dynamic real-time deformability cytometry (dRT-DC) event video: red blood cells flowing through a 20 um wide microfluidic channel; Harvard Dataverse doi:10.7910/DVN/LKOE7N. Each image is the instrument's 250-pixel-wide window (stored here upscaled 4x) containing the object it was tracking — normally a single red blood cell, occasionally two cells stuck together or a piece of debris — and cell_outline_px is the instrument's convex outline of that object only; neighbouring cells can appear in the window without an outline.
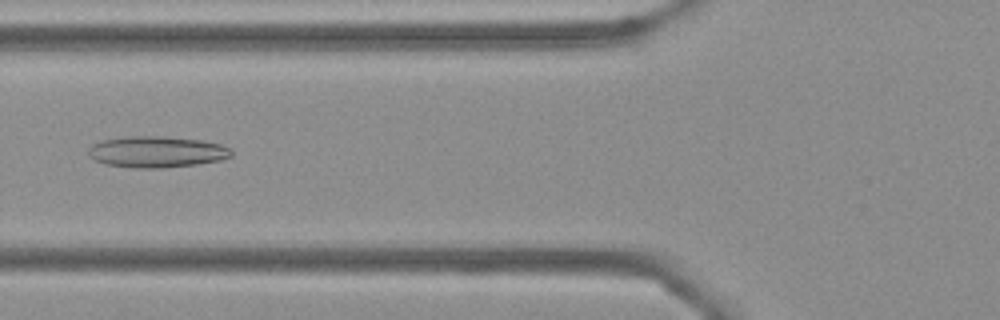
{"species": "Egyptian fruit bat (a non-hibernating species)", "species_latin": "Rousettus aegyptiacus", "temperature_condition": "cold", "stored_images_in_passage": 44, "camera_frame_rate_fps": 3000, "um_per_image_px": 0.085, "frame": {"image": 1, "passage_image": 10, "time_ms": 3.0, "image_size_px": [1000, 320], "cell_outline_px": [[232, 156], [220, 160], [196, 164], [164, 168], [136, 168], [108, 164], [92, 160], [88, 156], [88, 148], [92, 144], [104, 140], [124, 136], [160, 136], [204, 140], [220, 144], [232, 148]], "centroid_in_image_um": [13.32, 12.9], "position_along_channel_um": 112.5, "area_um2": 26.24}}
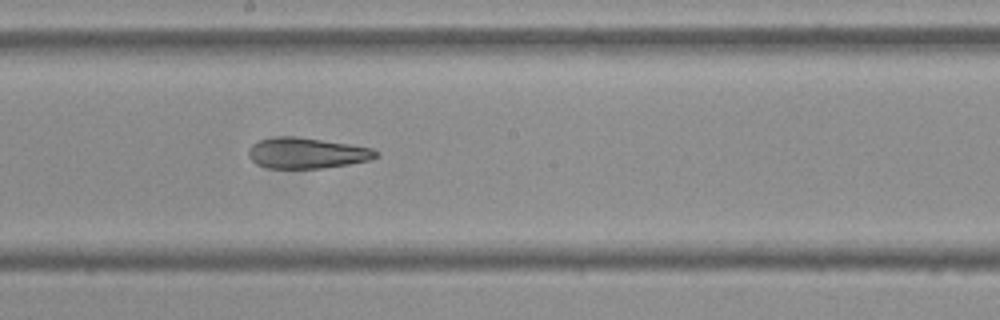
{"frame": {"image": 2, "passage_image": 19, "time_ms": 6.0, "image_size_px": [1000, 320], "cell_outline_px": [[380, 156], [372, 160], [324, 168], [268, 168], [256, 164], [248, 156], [248, 148], [252, 144], [260, 140], [276, 136], [292, 136], [352, 144], [372, 148], [380, 152]], "centroid_in_image_um": [26.11, 13.01], "position_along_channel_um": 222.1, "area_um2": 23.06}}
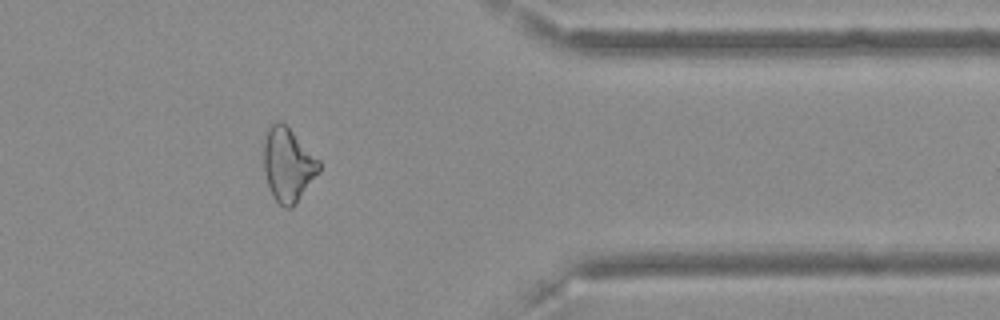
{"frame": {"image": 3, "passage_image": 34, "time_ms": 11.0, "image_size_px": [1000, 320], "cell_outline_px": [[320, 172], [292, 208], [284, 208], [272, 196], [264, 172], [264, 132], [268, 124], [276, 120], [280, 120], [320, 160]], "centroid_in_image_um": [24.46, 13.98], "position_along_channel_um": 386.9, "area_um2": 23.93}, "authors_computed_cell_mechanics": {"area_um2": 24.2182, "velocity_mm_per_s": 3.6408, "shape_relaxation_time_tau1_ms": null, "shape_relaxation_time_tau2_ms": 5.5954, "deformation_change_tau1": null, "deformation_change_tau2": 0.1557}}